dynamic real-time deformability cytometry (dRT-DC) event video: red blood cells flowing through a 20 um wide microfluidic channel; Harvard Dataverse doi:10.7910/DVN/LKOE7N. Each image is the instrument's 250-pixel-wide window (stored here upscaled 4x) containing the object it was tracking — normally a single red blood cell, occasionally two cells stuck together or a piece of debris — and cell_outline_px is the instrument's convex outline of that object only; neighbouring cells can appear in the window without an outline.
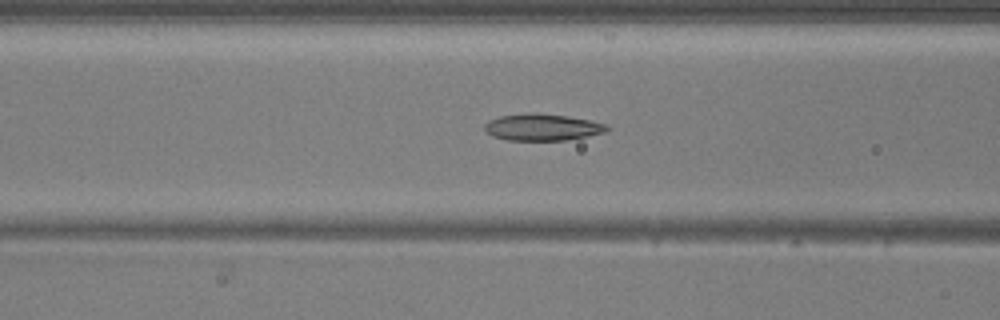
{"species": "common noctule bat (a hibernating species)", "species_latin": "Nyctalus noctula", "temperature_condition": "warm", "stored_images_in_passage": 49, "camera_frame_rate_fps": 3000, "um_per_image_px": 0.085, "animal": {"sex": "male", "body_mass_g": 20.5, "forearm_length_mm": 52.5}, "frame": {"image": 1, "passage_image": 19, "time_ms": 6.0, "image_size_px": [1000, 320], "cell_outline_px": [[612, 128], [604, 132], [588, 136], [564, 140], [508, 140], [492, 136], [484, 128], [484, 124], [488, 120], [500, 116], [532, 112], [536, 112], [568, 116], [608, 124]], "centroid_in_image_um": [46.11, 10.8], "position_along_channel_um": 120.5, "area_um2": 19.13}}
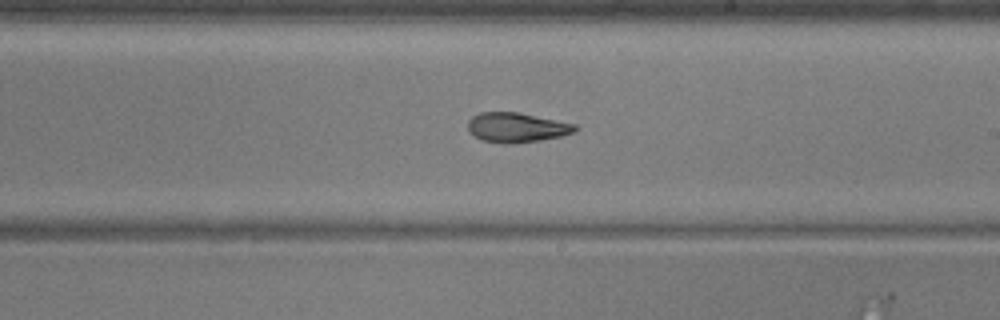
{"frame": {"image": 2, "passage_image": 28, "time_ms": 9.0, "image_size_px": [1000, 320], "cell_outline_px": [[580, 128], [576, 132], [560, 136], [540, 140], [512, 144], [504, 144], [480, 140], [468, 132], [468, 120], [472, 116], [480, 112], [516, 112], [576, 124]], "centroid_in_image_um": [43.9, 10.84], "position_along_channel_um": 245.1, "area_um2": 18.73}}
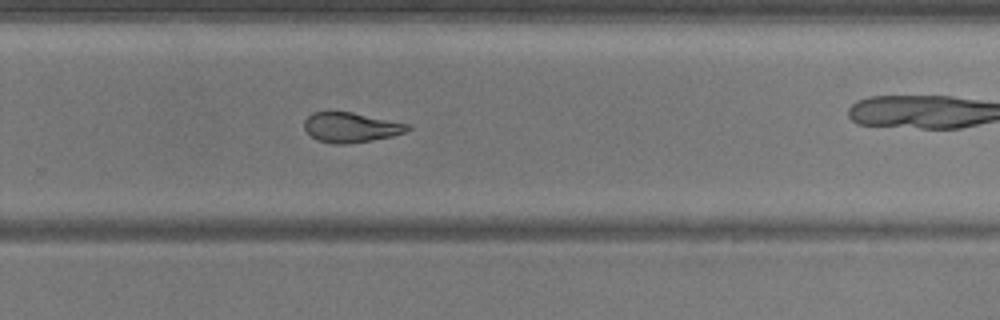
{"frame": {"image": 3, "passage_image": 32, "time_ms": 10.333, "image_size_px": [1000, 320], "cell_outline_px": [[412, 128], [404, 132], [392, 136], [372, 140], [348, 144], [336, 144], [316, 140], [304, 128], [304, 120], [312, 112], [352, 112], [408, 124]], "centroid_in_image_um": [29.8, 10.83], "position_along_channel_um": 300.0, "area_um2": 17.86}, "authors_computed_cell_mechanics": {"area_um2": 19.5942, "velocity_mm_per_s": 4.1506, "shape_relaxation_time_tau1_ms": 5.0402, "shape_relaxation_time_tau2_ms": 2.0414, "deformation_change_tau1": 0.1685, "deformation_change_tau2": 0.094}}